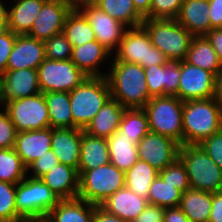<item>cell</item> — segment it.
<instances>
[{
    "label": "cell",
    "mask_w": 222,
    "mask_h": 222,
    "mask_svg": "<svg viewBox=\"0 0 222 222\" xmlns=\"http://www.w3.org/2000/svg\"><path fill=\"white\" fill-rule=\"evenodd\" d=\"M17 35L10 29L0 35V76L6 72L9 56L14 47Z\"/></svg>",
    "instance_id": "cell-46"
},
{
    "label": "cell",
    "mask_w": 222,
    "mask_h": 222,
    "mask_svg": "<svg viewBox=\"0 0 222 222\" xmlns=\"http://www.w3.org/2000/svg\"><path fill=\"white\" fill-rule=\"evenodd\" d=\"M199 145L222 169V130L205 138Z\"/></svg>",
    "instance_id": "cell-45"
},
{
    "label": "cell",
    "mask_w": 222,
    "mask_h": 222,
    "mask_svg": "<svg viewBox=\"0 0 222 222\" xmlns=\"http://www.w3.org/2000/svg\"><path fill=\"white\" fill-rule=\"evenodd\" d=\"M72 8L71 0H46L27 35L44 42L62 33L67 14Z\"/></svg>",
    "instance_id": "cell-13"
},
{
    "label": "cell",
    "mask_w": 222,
    "mask_h": 222,
    "mask_svg": "<svg viewBox=\"0 0 222 222\" xmlns=\"http://www.w3.org/2000/svg\"><path fill=\"white\" fill-rule=\"evenodd\" d=\"M110 163L106 138L92 136L82 129L78 172L97 168Z\"/></svg>",
    "instance_id": "cell-27"
},
{
    "label": "cell",
    "mask_w": 222,
    "mask_h": 222,
    "mask_svg": "<svg viewBox=\"0 0 222 222\" xmlns=\"http://www.w3.org/2000/svg\"><path fill=\"white\" fill-rule=\"evenodd\" d=\"M178 157L185 165L191 188L210 193L222 191V169L199 144L181 145Z\"/></svg>",
    "instance_id": "cell-5"
},
{
    "label": "cell",
    "mask_w": 222,
    "mask_h": 222,
    "mask_svg": "<svg viewBox=\"0 0 222 222\" xmlns=\"http://www.w3.org/2000/svg\"><path fill=\"white\" fill-rule=\"evenodd\" d=\"M125 109L117 100L109 99L84 131L92 136L109 138L118 131Z\"/></svg>",
    "instance_id": "cell-25"
},
{
    "label": "cell",
    "mask_w": 222,
    "mask_h": 222,
    "mask_svg": "<svg viewBox=\"0 0 222 222\" xmlns=\"http://www.w3.org/2000/svg\"><path fill=\"white\" fill-rule=\"evenodd\" d=\"M43 41L28 35H17L6 71L36 69L45 60Z\"/></svg>",
    "instance_id": "cell-18"
},
{
    "label": "cell",
    "mask_w": 222,
    "mask_h": 222,
    "mask_svg": "<svg viewBox=\"0 0 222 222\" xmlns=\"http://www.w3.org/2000/svg\"><path fill=\"white\" fill-rule=\"evenodd\" d=\"M27 176V167L14 150L0 149V181L18 184Z\"/></svg>",
    "instance_id": "cell-37"
},
{
    "label": "cell",
    "mask_w": 222,
    "mask_h": 222,
    "mask_svg": "<svg viewBox=\"0 0 222 222\" xmlns=\"http://www.w3.org/2000/svg\"><path fill=\"white\" fill-rule=\"evenodd\" d=\"M51 128H73L69 92L43 93Z\"/></svg>",
    "instance_id": "cell-32"
},
{
    "label": "cell",
    "mask_w": 222,
    "mask_h": 222,
    "mask_svg": "<svg viewBox=\"0 0 222 222\" xmlns=\"http://www.w3.org/2000/svg\"><path fill=\"white\" fill-rule=\"evenodd\" d=\"M210 28H222V0H208Z\"/></svg>",
    "instance_id": "cell-48"
},
{
    "label": "cell",
    "mask_w": 222,
    "mask_h": 222,
    "mask_svg": "<svg viewBox=\"0 0 222 222\" xmlns=\"http://www.w3.org/2000/svg\"><path fill=\"white\" fill-rule=\"evenodd\" d=\"M63 34L72 47L96 40L89 21L78 8H72L65 19Z\"/></svg>",
    "instance_id": "cell-33"
},
{
    "label": "cell",
    "mask_w": 222,
    "mask_h": 222,
    "mask_svg": "<svg viewBox=\"0 0 222 222\" xmlns=\"http://www.w3.org/2000/svg\"><path fill=\"white\" fill-rule=\"evenodd\" d=\"M159 176L182 193L191 188L185 165L179 157L164 170L159 171Z\"/></svg>",
    "instance_id": "cell-41"
},
{
    "label": "cell",
    "mask_w": 222,
    "mask_h": 222,
    "mask_svg": "<svg viewBox=\"0 0 222 222\" xmlns=\"http://www.w3.org/2000/svg\"><path fill=\"white\" fill-rule=\"evenodd\" d=\"M110 163L126 173L139 159L137 144L125 136V131H115L107 138Z\"/></svg>",
    "instance_id": "cell-29"
},
{
    "label": "cell",
    "mask_w": 222,
    "mask_h": 222,
    "mask_svg": "<svg viewBox=\"0 0 222 222\" xmlns=\"http://www.w3.org/2000/svg\"><path fill=\"white\" fill-rule=\"evenodd\" d=\"M17 214L25 222L43 221L59 202L58 196L40 179L28 177L16 184Z\"/></svg>",
    "instance_id": "cell-7"
},
{
    "label": "cell",
    "mask_w": 222,
    "mask_h": 222,
    "mask_svg": "<svg viewBox=\"0 0 222 222\" xmlns=\"http://www.w3.org/2000/svg\"><path fill=\"white\" fill-rule=\"evenodd\" d=\"M164 212V207L148 204L132 222H163Z\"/></svg>",
    "instance_id": "cell-47"
},
{
    "label": "cell",
    "mask_w": 222,
    "mask_h": 222,
    "mask_svg": "<svg viewBox=\"0 0 222 222\" xmlns=\"http://www.w3.org/2000/svg\"><path fill=\"white\" fill-rule=\"evenodd\" d=\"M146 84L151 97L175 96L178 93L181 61L144 68Z\"/></svg>",
    "instance_id": "cell-17"
},
{
    "label": "cell",
    "mask_w": 222,
    "mask_h": 222,
    "mask_svg": "<svg viewBox=\"0 0 222 222\" xmlns=\"http://www.w3.org/2000/svg\"><path fill=\"white\" fill-rule=\"evenodd\" d=\"M81 140V128H52L51 150L59 163L78 170Z\"/></svg>",
    "instance_id": "cell-20"
},
{
    "label": "cell",
    "mask_w": 222,
    "mask_h": 222,
    "mask_svg": "<svg viewBox=\"0 0 222 222\" xmlns=\"http://www.w3.org/2000/svg\"><path fill=\"white\" fill-rule=\"evenodd\" d=\"M106 72L111 98L124 108H143L152 98L148 92L144 68L135 63L112 61Z\"/></svg>",
    "instance_id": "cell-1"
},
{
    "label": "cell",
    "mask_w": 222,
    "mask_h": 222,
    "mask_svg": "<svg viewBox=\"0 0 222 222\" xmlns=\"http://www.w3.org/2000/svg\"><path fill=\"white\" fill-rule=\"evenodd\" d=\"M43 46L46 59L63 61L72 57L73 47L63 32L45 40Z\"/></svg>",
    "instance_id": "cell-40"
},
{
    "label": "cell",
    "mask_w": 222,
    "mask_h": 222,
    "mask_svg": "<svg viewBox=\"0 0 222 222\" xmlns=\"http://www.w3.org/2000/svg\"><path fill=\"white\" fill-rule=\"evenodd\" d=\"M176 20L193 36L206 35L211 29L208 0H183Z\"/></svg>",
    "instance_id": "cell-24"
},
{
    "label": "cell",
    "mask_w": 222,
    "mask_h": 222,
    "mask_svg": "<svg viewBox=\"0 0 222 222\" xmlns=\"http://www.w3.org/2000/svg\"><path fill=\"white\" fill-rule=\"evenodd\" d=\"M36 69L6 71L0 76L1 104L40 93Z\"/></svg>",
    "instance_id": "cell-16"
},
{
    "label": "cell",
    "mask_w": 222,
    "mask_h": 222,
    "mask_svg": "<svg viewBox=\"0 0 222 222\" xmlns=\"http://www.w3.org/2000/svg\"><path fill=\"white\" fill-rule=\"evenodd\" d=\"M93 222H127V221L122 220L119 217L108 213L101 206L95 205Z\"/></svg>",
    "instance_id": "cell-52"
},
{
    "label": "cell",
    "mask_w": 222,
    "mask_h": 222,
    "mask_svg": "<svg viewBox=\"0 0 222 222\" xmlns=\"http://www.w3.org/2000/svg\"><path fill=\"white\" fill-rule=\"evenodd\" d=\"M158 175V170L147 162L138 160L125 173V187L139 196L148 198L150 185Z\"/></svg>",
    "instance_id": "cell-35"
},
{
    "label": "cell",
    "mask_w": 222,
    "mask_h": 222,
    "mask_svg": "<svg viewBox=\"0 0 222 222\" xmlns=\"http://www.w3.org/2000/svg\"><path fill=\"white\" fill-rule=\"evenodd\" d=\"M46 0H15L7 8L8 27L16 35H27Z\"/></svg>",
    "instance_id": "cell-28"
},
{
    "label": "cell",
    "mask_w": 222,
    "mask_h": 222,
    "mask_svg": "<svg viewBox=\"0 0 222 222\" xmlns=\"http://www.w3.org/2000/svg\"><path fill=\"white\" fill-rule=\"evenodd\" d=\"M214 97L222 104V67L216 74Z\"/></svg>",
    "instance_id": "cell-55"
},
{
    "label": "cell",
    "mask_w": 222,
    "mask_h": 222,
    "mask_svg": "<svg viewBox=\"0 0 222 222\" xmlns=\"http://www.w3.org/2000/svg\"><path fill=\"white\" fill-rule=\"evenodd\" d=\"M17 131L8 114L0 108V149L14 148Z\"/></svg>",
    "instance_id": "cell-44"
},
{
    "label": "cell",
    "mask_w": 222,
    "mask_h": 222,
    "mask_svg": "<svg viewBox=\"0 0 222 222\" xmlns=\"http://www.w3.org/2000/svg\"><path fill=\"white\" fill-rule=\"evenodd\" d=\"M78 174V198L96 206H100L110 195L125 187V173L112 163Z\"/></svg>",
    "instance_id": "cell-8"
},
{
    "label": "cell",
    "mask_w": 222,
    "mask_h": 222,
    "mask_svg": "<svg viewBox=\"0 0 222 222\" xmlns=\"http://www.w3.org/2000/svg\"><path fill=\"white\" fill-rule=\"evenodd\" d=\"M95 205L80 198L60 199L43 222H93Z\"/></svg>",
    "instance_id": "cell-26"
},
{
    "label": "cell",
    "mask_w": 222,
    "mask_h": 222,
    "mask_svg": "<svg viewBox=\"0 0 222 222\" xmlns=\"http://www.w3.org/2000/svg\"><path fill=\"white\" fill-rule=\"evenodd\" d=\"M216 75L208 70L181 61L178 93L181 101L208 99L215 94Z\"/></svg>",
    "instance_id": "cell-12"
},
{
    "label": "cell",
    "mask_w": 222,
    "mask_h": 222,
    "mask_svg": "<svg viewBox=\"0 0 222 222\" xmlns=\"http://www.w3.org/2000/svg\"><path fill=\"white\" fill-rule=\"evenodd\" d=\"M183 0H152L150 19H176Z\"/></svg>",
    "instance_id": "cell-42"
},
{
    "label": "cell",
    "mask_w": 222,
    "mask_h": 222,
    "mask_svg": "<svg viewBox=\"0 0 222 222\" xmlns=\"http://www.w3.org/2000/svg\"><path fill=\"white\" fill-rule=\"evenodd\" d=\"M208 222H222V191L212 193V209Z\"/></svg>",
    "instance_id": "cell-50"
},
{
    "label": "cell",
    "mask_w": 222,
    "mask_h": 222,
    "mask_svg": "<svg viewBox=\"0 0 222 222\" xmlns=\"http://www.w3.org/2000/svg\"><path fill=\"white\" fill-rule=\"evenodd\" d=\"M52 128L19 132L16 135L14 150L28 167L33 161L51 150Z\"/></svg>",
    "instance_id": "cell-19"
},
{
    "label": "cell",
    "mask_w": 222,
    "mask_h": 222,
    "mask_svg": "<svg viewBox=\"0 0 222 222\" xmlns=\"http://www.w3.org/2000/svg\"><path fill=\"white\" fill-rule=\"evenodd\" d=\"M136 10L144 17L150 19V6L152 0H132Z\"/></svg>",
    "instance_id": "cell-53"
},
{
    "label": "cell",
    "mask_w": 222,
    "mask_h": 222,
    "mask_svg": "<svg viewBox=\"0 0 222 222\" xmlns=\"http://www.w3.org/2000/svg\"><path fill=\"white\" fill-rule=\"evenodd\" d=\"M222 64V28H213L205 35Z\"/></svg>",
    "instance_id": "cell-49"
},
{
    "label": "cell",
    "mask_w": 222,
    "mask_h": 222,
    "mask_svg": "<svg viewBox=\"0 0 222 222\" xmlns=\"http://www.w3.org/2000/svg\"><path fill=\"white\" fill-rule=\"evenodd\" d=\"M118 131H125V136L137 144L150 131L143 108L125 109Z\"/></svg>",
    "instance_id": "cell-36"
},
{
    "label": "cell",
    "mask_w": 222,
    "mask_h": 222,
    "mask_svg": "<svg viewBox=\"0 0 222 222\" xmlns=\"http://www.w3.org/2000/svg\"><path fill=\"white\" fill-rule=\"evenodd\" d=\"M148 204L147 198L124 187L110 195L100 206L108 213L127 222H132Z\"/></svg>",
    "instance_id": "cell-21"
},
{
    "label": "cell",
    "mask_w": 222,
    "mask_h": 222,
    "mask_svg": "<svg viewBox=\"0 0 222 222\" xmlns=\"http://www.w3.org/2000/svg\"><path fill=\"white\" fill-rule=\"evenodd\" d=\"M185 61L215 75L222 67L216 51L205 35L192 38Z\"/></svg>",
    "instance_id": "cell-31"
},
{
    "label": "cell",
    "mask_w": 222,
    "mask_h": 222,
    "mask_svg": "<svg viewBox=\"0 0 222 222\" xmlns=\"http://www.w3.org/2000/svg\"><path fill=\"white\" fill-rule=\"evenodd\" d=\"M183 106L184 101L176 96L152 97L143 107L149 130L183 145Z\"/></svg>",
    "instance_id": "cell-6"
},
{
    "label": "cell",
    "mask_w": 222,
    "mask_h": 222,
    "mask_svg": "<svg viewBox=\"0 0 222 222\" xmlns=\"http://www.w3.org/2000/svg\"><path fill=\"white\" fill-rule=\"evenodd\" d=\"M180 145L169 137L149 131L138 143V159L164 170L178 158Z\"/></svg>",
    "instance_id": "cell-14"
},
{
    "label": "cell",
    "mask_w": 222,
    "mask_h": 222,
    "mask_svg": "<svg viewBox=\"0 0 222 222\" xmlns=\"http://www.w3.org/2000/svg\"><path fill=\"white\" fill-rule=\"evenodd\" d=\"M4 111L15 125L17 133L50 127V119L43 93L7 101Z\"/></svg>",
    "instance_id": "cell-10"
},
{
    "label": "cell",
    "mask_w": 222,
    "mask_h": 222,
    "mask_svg": "<svg viewBox=\"0 0 222 222\" xmlns=\"http://www.w3.org/2000/svg\"><path fill=\"white\" fill-rule=\"evenodd\" d=\"M163 222H191L179 206L165 208Z\"/></svg>",
    "instance_id": "cell-51"
},
{
    "label": "cell",
    "mask_w": 222,
    "mask_h": 222,
    "mask_svg": "<svg viewBox=\"0 0 222 222\" xmlns=\"http://www.w3.org/2000/svg\"><path fill=\"white\" fill-rule=\"evenodd\" d=\"M37 72L41 93L71 92L87 78L71 59H45Z\"/></svg>",
    "instance_id": "cell-11"
},
{
    "label": "cell",
    "mask_w": 222,
    "mask_h": 222,
    "mask_svg": "<svg viewBox=\"0 0 222 222\" xmlns=\"http://www.w3.org/2000/svg\"><path fill=\"white\" fill-rule=\"evenodd\" d=\"M73 128L85 129L102 106L111 99L106 76L87 77L69 92Z\"/></svg>",
    "instance_id": "cell-3"
},
{
    "label": "cell",
    "mask_w": 222,
    "mask_h": 222,
    "mask_svg": "<svg viewBox=\"0 0 222 222\" xmlns=\"http://www.w3.org/2000/svg\"><path fill=\"white\" fill-rule=\"evenodd\" d=\"M111 52L101 45L97 40L86 42L85 44L74 46L71 61L87 77H102L107 73H102L99 68L103 61L111 58Z\"/></svg>",
    "instance_id": "cell-22"
},
{
    "label": "cell",
    "mask_w": 222,
    "mask_h": 222,
    "mask_svg": "<svg viewBox=\"0 0 222 222\" xmlns=\"http://www.w3.org/2000/svg\"><path fill=\"white\" fill-rule=\"evenodd\" d=\"M59 163L57 156L52 150H48L43 156L33 161L27 167V174L29 176V171L32 172L33 178H41L43 175L47 174L48 171L53 169Z\"/></svg>",
    "instance_id": "cell-43"
},
{
    "label": "cell",
    "mask_w": 222,
    "mask_h": 222,
    "mask_svg": "<svg viewBox=\"0 0 222 222\" xmlns=\"http://www.w3.org/2000/svg\"><path fill=\"white\" fill-rule=\"evenodd\" d=\"M78 9L84 14L94 30L96 40L113 53L127 27L110 17L95 4L81 5Z\"/></svg>",
    "instance_id": "cell-15"
},
{
    "label": "cell",
    "mask_w": 222,
    "mask_h": 222,
    "mask_svg": "<svg viewBox=\"0 0 222 222\" xmlns=\"http://www.w3.org/2000/svg\"><path fill=\"white\" fill-rule=\"evenodd\" d=\"M95 5L127 28L141 26L144 21L132 0H98Z\"/></svg>",
    "instance_id": "cell-34"
},
{
    "label": "cell",
    "mask_w": 222,
    "mask_h": 222,
    "mask_svg": "<svg viewBox=\"0 0 222 222\" xmlns=\"http://www.w3.org/2000/svg\"><path fill=\"white\" fill-rule=\"evenodd\" d=\"M73 7L78 8L81 5L95 4L98 0H71Z\"/></svg>",
    "instance_id": "cell-56"
},
{
    "label": "cell",
    "mask_w": 222,
    "mask_h": 222,
    "mask_svg": "<svg viewBox=\"0 0 222 222\" xmlns=\"http://www.w3.org/2000/svg\"><path fill=\"white\" fill-rule=\"evenodd\" d=\"M179 207L191 222H208L212 193L189 188L182 193Z\"/></svg>",
    "instance_id": "cell-30"
},
{
    "label": "cell",
    "mask_w": 222,
    "mask_h": 222,
    "mask_svg": "<svg viewBox=\"0 0 222 222\" xmlns=\"http://www.w3.org/2000/svg\"><path fill=\"white\" fill-rule=\"evenodd\" d=\"M182 123L183 145L200 144L222 130V104L215 97L184 101Z\"/></svg>",
    "instance_id": "cell-2"
},
{
    "label": "cell",
    "mask_w": 222,
    "mask_h": 222,
    "mask_svg": "<svg viewBox=\"0 0 222 222\" xmlns=\"http://www.w3.org/2000/svg\"><path fill=\"white\" fill-rule=\"evenodd\" d=\"M59 199L78 197L79 174L76 168L58 163L40 178Z\"/></svg>",
    "instance_id": "cell-23"
},
{
    "label": "cell",
    "mask_w": 222,
    "mask_h": 222,
    "mask_svg": "<svg viewBox=\"0 0 222 222\" xmlns=\"http://www.w3.org/2000/svg\"><path fill=\"white\" fill-rule=\"evenodd\" d=\"M142 26L148 32L152 45L168 61H184L194 37L176 19H144Z\"/></svg>",
    "instance_id": "cell-4"
},
{
    "label": "cell",
    "mask_w": 222,
    "mask_h": 222,
    "mask_svg": "<svg viewBox=\"0 0 222 222\" xmlns=\"http://www.w3.org/2000/svg\"><path fill=\"white\" fill-rule=\"evenodd\" d=\"M182 192L165 182L159 175L150 185L148 203L160 207H177L180 204Z\"/></svg>",
    "instance_id": "cell-38"
},
{
    "label": "cell",
    "mask_w": 222,
    "mask_h": 222,
    "mask_svg": "<svg viewBox=\"0 0 222 222\" xmlns=\"http://www.w3.org/2000/svg\"><path fill=\"white\" fill-rule=\"evenodd\" d=\"M8 30L7 7L0 0V35L6 33Z\"/></svg>",
    "instance_id": "cell-54"
},
{
    "label": "cell",
    "mask_w": 222,
    "mask_h": 222,
    "mask_svg": "<svg viewBox=\"0 0 222 222\" xmlns=\"http://www.w3.org/2000/svg\"><path fill=\"white\" fill-rule=\"evenodd\" d=\"M16 184L0 181V222H25L16 209Z\"/></svg>",
    "instance_id": "cell-39"
},
{
    "label": "cell",
    "mask_w": 222,
    "mask_h": 222,
    "mask_svg": "<svg viewBox=\"0 0 222 222\" xmlns=\"http://www.w3.org/2000/svg\"><path fill=\"white\" fill-rule=\"evenodd\" d=\"M112 55V61L135 63L143 68L168 62L165 55L152 45L150 36L142 25L127 28Z\"/></svg>",
    "instance_id": "cell-9"
}]
</instances>
